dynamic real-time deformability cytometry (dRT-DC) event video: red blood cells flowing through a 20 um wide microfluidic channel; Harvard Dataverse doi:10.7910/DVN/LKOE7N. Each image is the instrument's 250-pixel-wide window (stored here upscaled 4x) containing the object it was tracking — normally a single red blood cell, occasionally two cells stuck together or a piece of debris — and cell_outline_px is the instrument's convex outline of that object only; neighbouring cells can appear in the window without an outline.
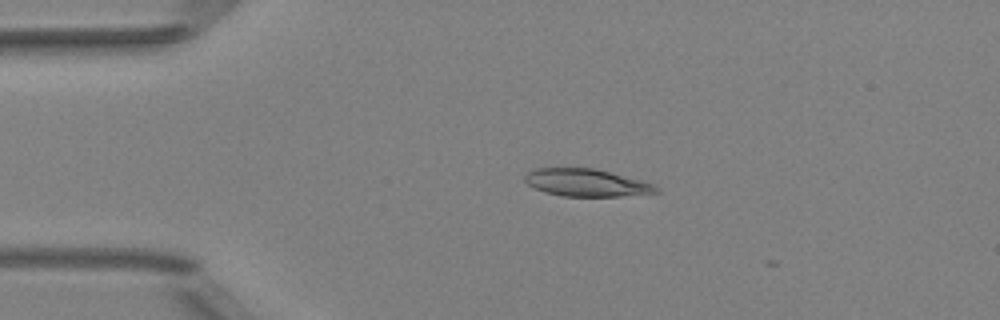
{"species": "Egyptian fruit bat (a non-hibernating species)", "species_latin": "Rousettus aegyptiacus", "temperature_condition": "room temperature", "stored_images_in_passage": 2, "camera_frame_rate_fps": 3000, "um_per_image_px": 0.085, "animal": {"sex": "female"}, "frame": {"image": 1, "passage_image": 1, "time_ms": 0.0, "image_size_px": [1000, 320], "cell_outline_px": [[660, 192], [620, 196], [560, 196], [544, 192], [528, 184], [524, 180], [524, 176], [528, 172], [536, 168], [596, 168], [644, 180], [660, 188]], "centroid_in_image_um": [49.88, 15.52], "position_along_channel_um": 35.1, "area_um2": 21.15}}